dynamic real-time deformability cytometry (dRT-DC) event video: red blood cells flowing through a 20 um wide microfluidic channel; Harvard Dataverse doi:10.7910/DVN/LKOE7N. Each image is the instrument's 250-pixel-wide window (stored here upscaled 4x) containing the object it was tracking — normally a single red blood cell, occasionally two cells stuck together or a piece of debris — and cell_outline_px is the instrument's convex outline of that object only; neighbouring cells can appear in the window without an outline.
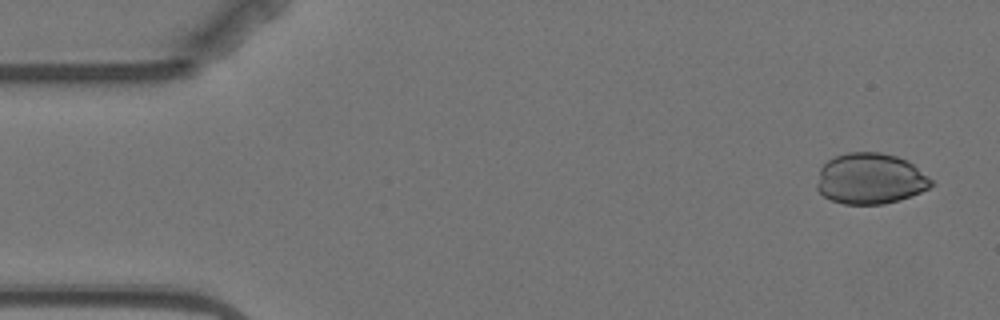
{"species": "Egyptian fruit bat (a non-hibernating species)", "species_latin": "Rousettus aegyptiacus", "temperature_condition": "warm", "stored_images_in_passage": 6, "camera_frame_rate_fps": 3000, "um_per_image_px": 0.085, "animal": {"sex": "female"}, "frame": {"image": 1, "passage_image": 1, "time_ms": 0.0, "image_size_px": [1000, 320], "cell_outline_px": [[936, 184], [920, 192], [900, 200], [884, 204], [844, 204], [832, 200], [824, 196], [816, 188], [816, 184], [820, 168], [828, 160], [836, 156], [848, 152], [880, 152], [896, 156], [908, 160], [932, 180]], "centroid_in_image_um": [73.98, 15.19], "position_along_channel_um": 11.0, "area_um2": 33.99}}
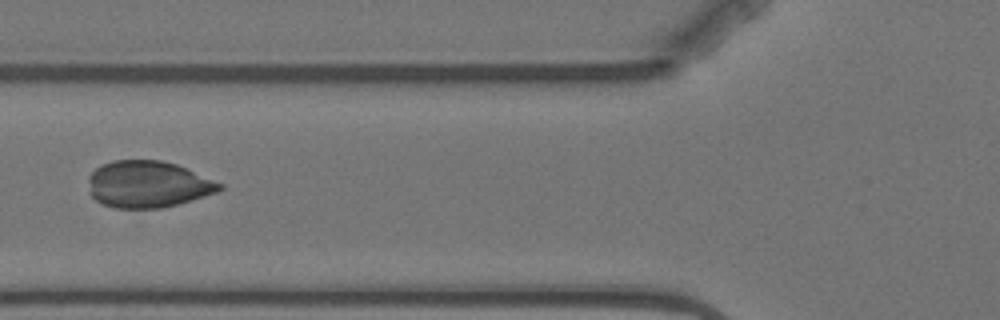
{"frame": {"image": 2, "passage_image": 6, "time_ms": 6.0, "image_size_px": [1000, 320], "cell_outline_px": [[224, 188], [220, 192], [176, 204], [160, 208], [116, 208], [104, 204], [96, 200], [88, 192], [88, 176], [100, 164], [112, 160], [160, 160], [176, 164], [224, 184]], "centroid_in_image_um": [12.56, 15.66], "position_along_channel_um": 113.2, "area_um2": 35.89}}